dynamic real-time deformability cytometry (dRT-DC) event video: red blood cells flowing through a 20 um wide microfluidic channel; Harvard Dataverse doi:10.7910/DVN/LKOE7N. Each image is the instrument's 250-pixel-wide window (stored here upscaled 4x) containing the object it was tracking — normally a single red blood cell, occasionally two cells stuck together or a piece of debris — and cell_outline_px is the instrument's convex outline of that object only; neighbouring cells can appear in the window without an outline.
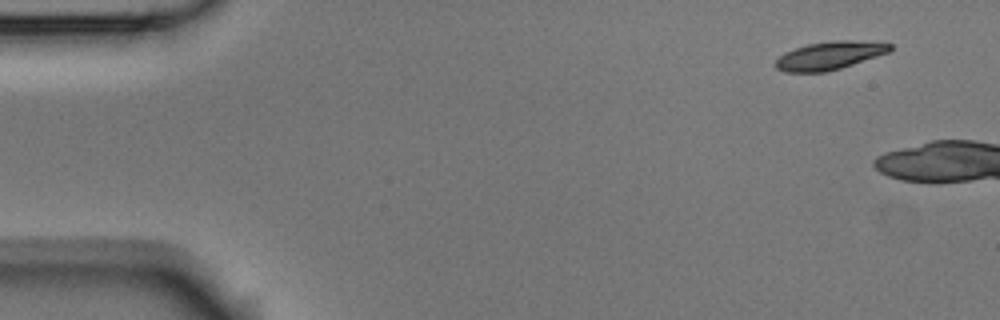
{"species": "Egyptian fruit bat (a non-hibernating species)", "species_latin": "Rousettus aegyptiacus", "temperature_condition": "room temperature", "stored_images_in_passage": 4, "camera_frame_rate_fps": 3000, "um_per_image_px": 0.085, "animal": {"sex": "male"}, "frame": {"image": 1, "passage_image": 1, "time_ms": 0.0, "image_size_px": [1000, 320], "cell_outline_px": [[892, 48], [888, 52], [840, 68], [824, 72], [784, 72], [776, 68], [772, 64], [784, 52], [808, 44], [832, 40], [852, 40], [892, 44]], "centroid_in_image_um": [70.44, 4.72], "position_along_channel_um": 14.6, "area_um2": 18.55}}
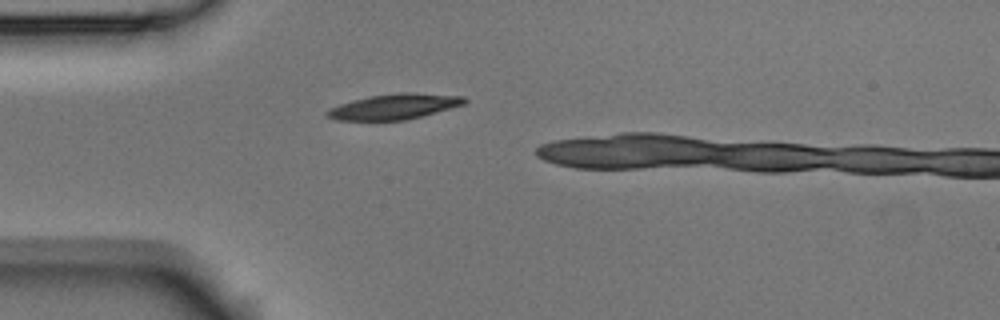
{"frame": {"image": 2, "passage_image": 4, "time_ms": 1.0, "image_size_px": [1000, 320], "cell_outline_px": [[468, 100], [464, 104], [420, 116], [404, 120], [336, 120], [328, 116], [324, 112], [328, 108], [352, 100], [368, 96], [404, 92], [408, 92], [464, 96]], "centroid_in_image_um": [33.48, 9.05], "position_along_channel_um": 51.5, "area_um2": 20.11}}